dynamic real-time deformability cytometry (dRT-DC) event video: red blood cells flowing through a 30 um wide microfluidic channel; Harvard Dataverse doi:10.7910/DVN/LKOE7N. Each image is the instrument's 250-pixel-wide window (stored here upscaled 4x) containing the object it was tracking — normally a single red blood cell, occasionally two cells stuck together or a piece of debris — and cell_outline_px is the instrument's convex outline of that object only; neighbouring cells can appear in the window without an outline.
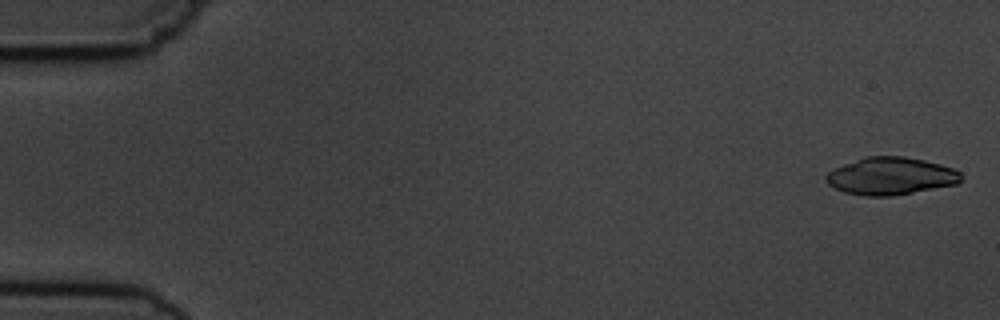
{"species": "common noctule bat (a hibernating species)", "species_latin": "Nyctalus noctula", "temperature_condition": "cold", "stored_images_in_passage": 4, "camera_frame_rate_fps": 3000, "um_per_image_px": 0.085, "animal": {"sex": "male", "body_mass_g": 19.5, "forearm_length_mm": 54.6}, "frame": {"image": 1, "passage_image": 1, "time_ms": 0.0, "image_size_px": [1000, 320], "cell_outline_px": [[964, 180], [956, 184], [892, 196], [864, 196], [844, 192], [828, 184], [824, 180], [824, 176], [828, 172], [844, 164], [864, 156], [904, 156], [924, 160], [940, 164], [952, 168], [960, 172]], "centroid_in_image_um": [75.71, 14.96], "position_along_channel_um": 9.3, "area_um2": 29.54}}